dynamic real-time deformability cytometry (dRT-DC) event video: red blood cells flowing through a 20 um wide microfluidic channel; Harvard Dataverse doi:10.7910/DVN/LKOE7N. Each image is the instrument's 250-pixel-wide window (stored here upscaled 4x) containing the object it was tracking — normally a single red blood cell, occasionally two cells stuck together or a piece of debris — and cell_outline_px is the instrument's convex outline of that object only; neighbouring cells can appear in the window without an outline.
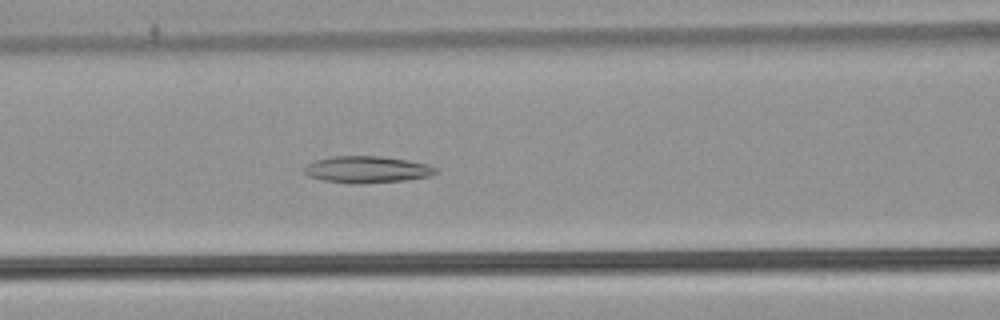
{"species": "common noctule bat (a hibernating species)", "species_latin": "Nyctalus noctula", "temperature_condition": "warm", "stored_images_in_passage": 53, "camera_frame_rate_fps": 3000, "um_per_image_px": 0.085, "animal": {"sex": "male", "body_mass_g": 21.5, "forearm_length_mm": 52.0}, "frame": {"image": 1, "passage_image": 23, "time_ms": 7.333, "image_size_px": [1000, 320], "cell_outline_px": [[440, 172], [428, 176], [404, 180], [324, 180], [308, 176], [304, 172], [304, 168], [308, 164], [316, 160], [332, 156], [380, 156], [408, 160], [428, 164], [440, 168]], "centroid_in_image_um": [31.28, 14.34], "position_along_channel_um": 135.3, "area_um2": 19.31}}
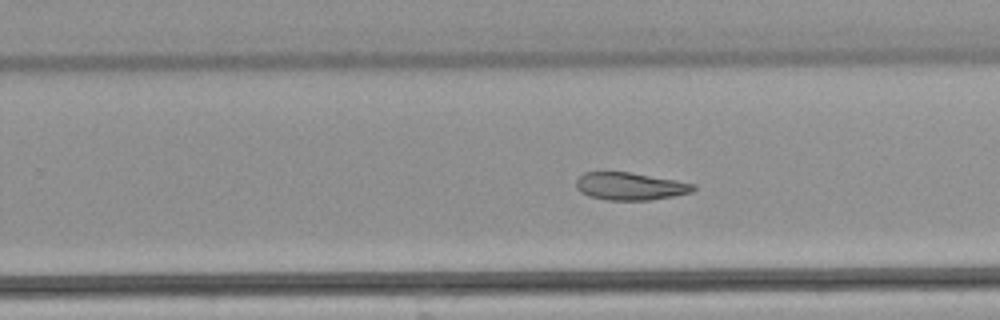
{"frame": {"image": 2, "passage_image": 34, "time_ms": 11.0, "image_size_px": [1000, 320], "cell_outline_px": [[696, 188], [692, 192], [672, 196], [648, 200], [608, 200], [588, 196], [580, 192], [576, 188], [576, 180], [584, 172], [628, 172], [676, 180], [696, 184]], "centroid_in_image_um": [53.55, 15.83], "position_along_channel_um": 276.3, "area_um2": 18.79}}
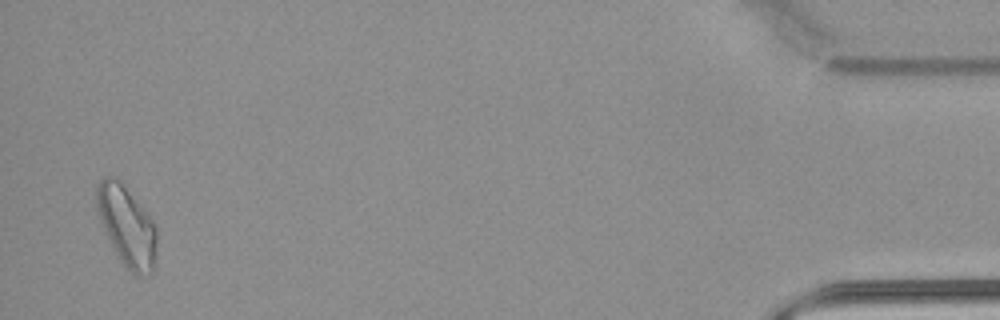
{"frame": {"image": 3, "passage_image": 52, "time_ms": 17.0, "image_size_px": [1000, 320], "cell_outline_px": [[156, 244], [152, 272], [148, 276], [136, 276], [120, 264], [100, 220], [96, 204], [96, 188], [100, 180], [104, 176], [112, 176], [148, 212], [156, 228]], "centroid_in_image_um": [10.77, 19.28], "position_along_channel_um": 424.4, "area_um2": 27.8}}